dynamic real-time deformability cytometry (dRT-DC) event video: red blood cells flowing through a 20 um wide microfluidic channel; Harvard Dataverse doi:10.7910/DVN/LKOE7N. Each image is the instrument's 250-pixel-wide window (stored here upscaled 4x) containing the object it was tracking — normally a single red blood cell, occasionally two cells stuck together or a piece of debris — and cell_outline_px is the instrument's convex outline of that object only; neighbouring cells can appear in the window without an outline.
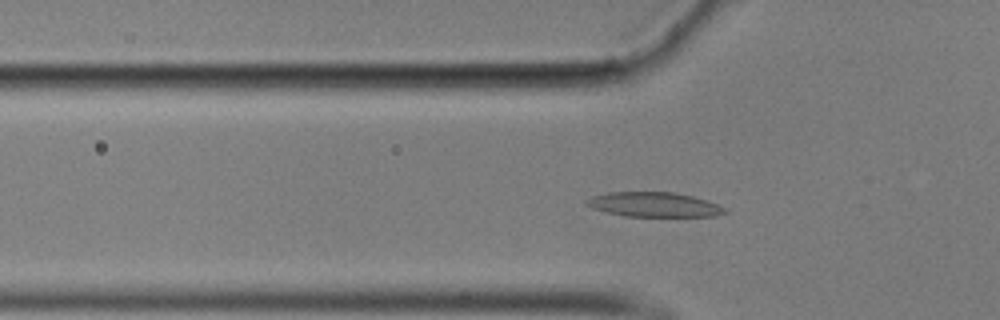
{"species": "common noctule bat (a hibernating species)", "species_latin": "Nyctalus noctula", "temperature_condition": "cold", "stored_images_in_passage": 50, "camera_frame_rate_fps": 3000, "um_per_image_px": 0.085, "animal": {"sex": "male", "body_mass_g": 17.9}, "frame": {"image": 1, "passage_image": 11, "time_ms": 3.333, "image_size_px": [1000, 320], "cell_outline_px": [[728, 212], [716, 216], [624, 216], [592, 208], [584, 204], [584, 200], [592, 196], [608, 192], [672, 192], [692, 196], [716, 204], [724, 208]], "centroid_in_image_um": [55.54, 17.38], "position_along_channel_um": 70.3, "area_um2": 19.71}}
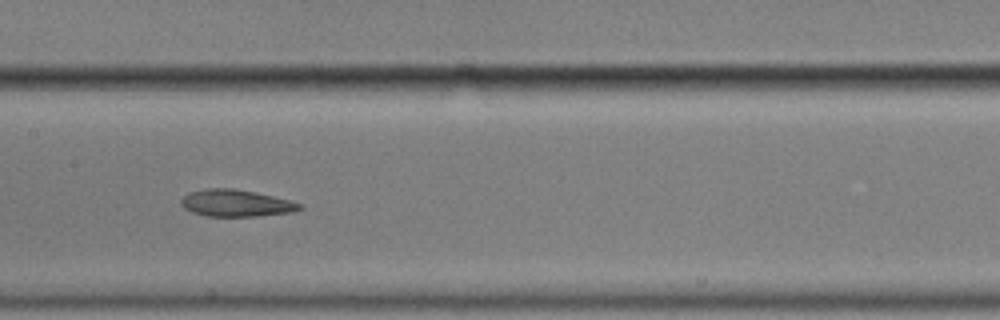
{"frame": {"image": 2, "passage_image": 21, "time_ms": 6.667, "image_size_px": [1000, 320], "cell_outline_px": [[304, 208], [292, 212], [256, 216], [208, 216], [192, 212], [184, 208], [180, 204], [180, 200], [188, 192], [208, 188], [232, 188], [256, 192], [304, 204]], "centroid_in_image_um": [20.06, 17.26], "position_along_channel_um": 187.3, "area_um2": 18.61}}
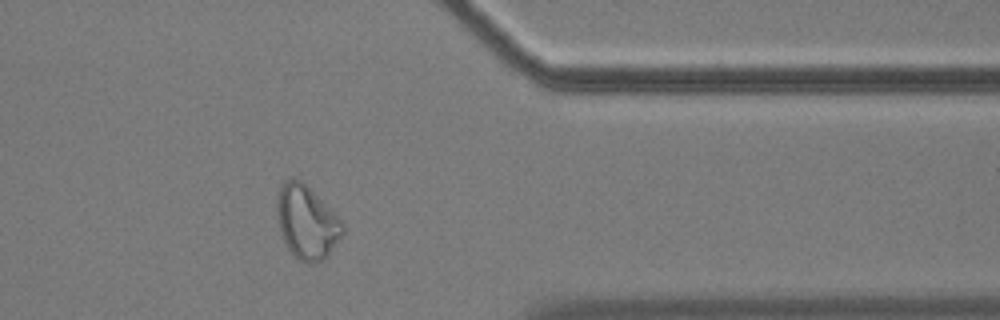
{"frame": {"image": 3, "passage_image": 39, "time_ms": 12.667, "image_size_px": [1000, 320], "cell_outline_px": [[344, 232], [324, 260], [308, 264], [300, 260], [288, 248], [280, 232], [276, 212], [276, 204], [280, 184], [284, 180], [292, 176], [300, 180], [344, 224]], "centroid_in_image_um": [26.03, 18.88], "position_along_channel_um": 385.4, "area_um2": 27.63}, "authors_computed_cell_mechanics": {"area_um2": 20.2589, "velocity_mm_per_s": 3.5048, "shape_relaxation_time_tau1_ms": null, "shape_relaxation_time_tau2_ms": 3.3262, "deformation_change_tau1": null, "deformation_change_tau2": 0.1038}}